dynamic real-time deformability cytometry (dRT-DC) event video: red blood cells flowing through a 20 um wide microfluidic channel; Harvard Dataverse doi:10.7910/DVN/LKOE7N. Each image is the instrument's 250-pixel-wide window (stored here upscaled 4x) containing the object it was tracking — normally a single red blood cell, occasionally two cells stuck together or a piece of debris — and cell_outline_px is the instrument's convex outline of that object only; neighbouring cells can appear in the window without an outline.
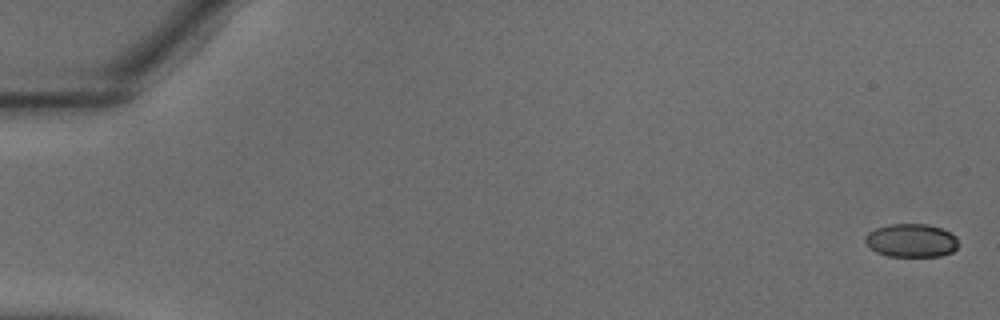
{"species": "common noctule bat (a hibernating species)", "species_latin": "Nyctalus noctula", "temperature_condition": "warm", "stored_images_in_passage": 8, "camera_frame_rate_fps": 3000, "um_per_image_px": 0.085, "animal": {"sex": "male", "body_mass_g": 18.8}, "frame": {"image": 1, "passage_image": 1, "time_ms": 0.0, "image_size_px": [1000, 320], "cell_outline_px": [[956, 248], [952, 252], [940, 256], [888, 256], [876, 252], [864, 240], [864, 236], [868, 232], [876, 228], [888, 224], [928, 224], [940, 228], [956, 236]], "centroid_in_image_um": [77.43, 20.43], "position_along_channel_um": 7.6, "area_um2": 17.98}}